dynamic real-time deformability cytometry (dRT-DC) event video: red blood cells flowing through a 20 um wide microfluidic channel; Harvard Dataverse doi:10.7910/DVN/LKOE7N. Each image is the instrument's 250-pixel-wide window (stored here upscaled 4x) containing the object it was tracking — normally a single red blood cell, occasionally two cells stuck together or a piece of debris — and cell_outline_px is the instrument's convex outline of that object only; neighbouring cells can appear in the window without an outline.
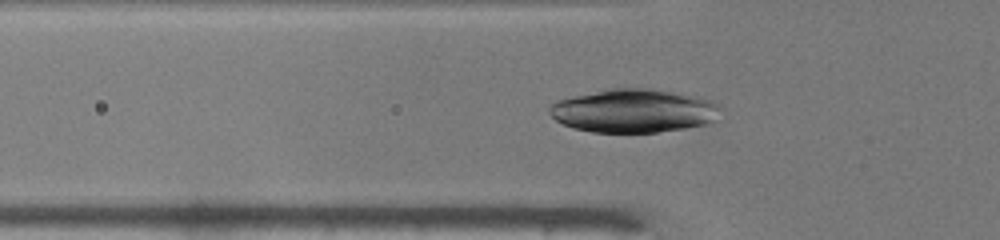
{"species": "common noctule bat (a hibernating species)", "species_latin": "Nyctalus noctula", "temperature_condition": "warm", "stored_images_in_passage": 49, "camera_frame_rate_fps": 3000, "um_per_image_px": 0.085, "animal": {"sex": "male", "body_mass_g": 19.0, "forearm_length_mm": 50.8}, "frame": {"image": 1, "passage_image": 17, "time_ms": 5.333, "image_size_px": [1000, 240], "cell_outline_px": [[720, 108], [712, 120], [708, 124], [684, 128], [656, 132], [592, 132], [572, 128], [556, 120], [548, 112], [548, 108], [556, 100], [608, 88], [648, 88], [712, 100]], "centroid_in_image_um": [53.79, 9.42], "position_along_channel_um": 72.0, "area_um2": 42.89}}